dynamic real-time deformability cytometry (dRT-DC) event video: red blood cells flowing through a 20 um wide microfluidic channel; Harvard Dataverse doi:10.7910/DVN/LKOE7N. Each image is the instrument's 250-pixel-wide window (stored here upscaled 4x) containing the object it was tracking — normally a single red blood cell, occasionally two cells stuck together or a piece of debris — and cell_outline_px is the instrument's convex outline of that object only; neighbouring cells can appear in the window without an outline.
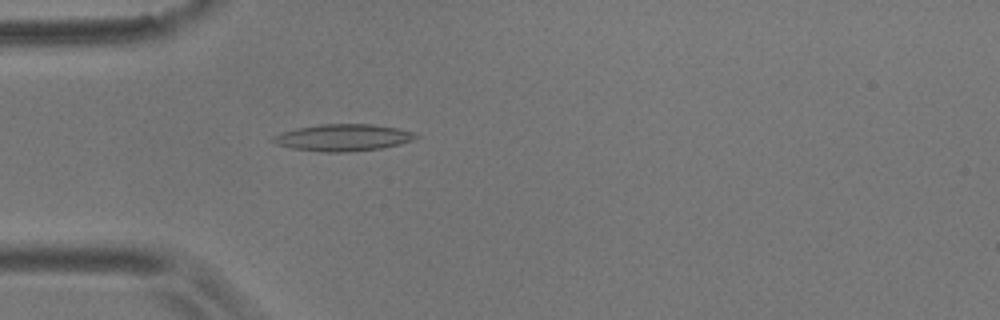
{"species": "common noctule bat (a hibernating species)", "species_latin": "Nyctalus noctula", "temperature_condition": "room temperature", "stored_images_in_passage": 52, "camera_frame_rate_fps": 3000, "um_per_image_px": 0.085, "animal": {"sex": "male", "body_mass_g": 17.9}, "frame": {"image": 1, "passage_image": 13, "time_ms": 4.0, "image_size_px": [1000, 320], "cell_outline_px": [[420, 136], [412, 140], [400, 144], [380, 148], [348, 152], [324, 152], [292, 148], [276, 144], [272, 140], [272, 136], [280, 132], [296, 128], [320, 124], [372, 124], [396, 128], [412, 132]], "centroid_in_image_um": [29.13, 11.69], "position_along_channel_um": 55.9, "area_um2": 22.25}}
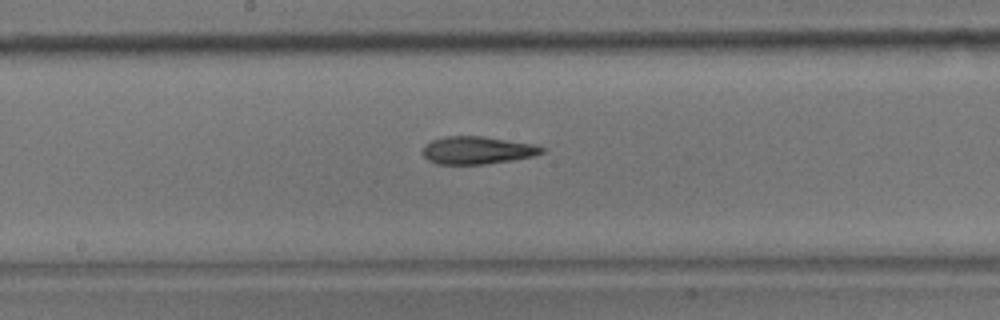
{"frame": {"image": 2, "passage_image": 26, "time_ms": 8.333, "image_size_px": [1000, 320], "cell_outline_px": [[548, 148], [544, 152], [532, 156], [512, 160], [484, 164], [436, 164], [428, 160], [424, 156], [424, 144], [432, 140], [444, 136], [484, 136], [536, 144]], "centroid_in_image_um": [40.6, 12.76], "position_along_channel_um": 207.6, "area_um2": 19.36}}
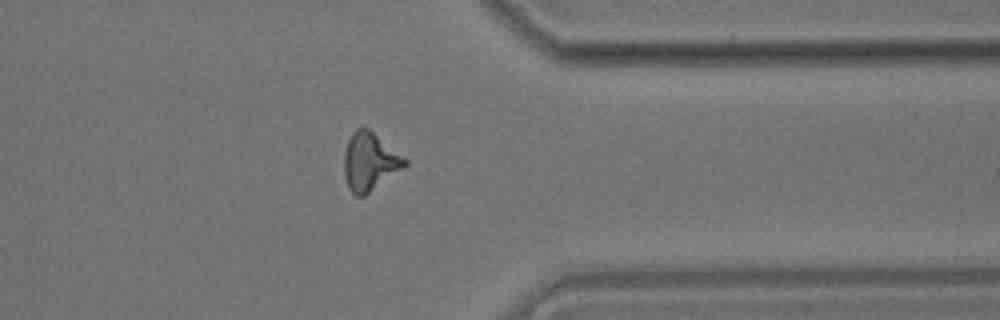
{"frame": {"image": 3, "passage_image": 41, "time_ms": 13.333, "image_size_px": [1000, 320], "cell_outline_px": [[408, 164], [364, 196], [356, 196], [348, 188], [344, 176], [344, 152], [348, 140], [352, 132], [356, 128], [368, 128], [408, 160]], "centroid_in_image_um": [31.4, 13.74], "position_along_channel_um": 380.0, "area_um2": 20.29}, "authors_computed_cell_mechanics": {"area_um2": 19.7387, "velocity_mm_per_s": 3.6092, "shape_relaxation_time_tau1_ms": 6.6334, "shape_relaxation_time_tau2_ms": 6.8154, "deformation_change_tau1": 0.1682, "deformation_change_tau2": 0.1975}}